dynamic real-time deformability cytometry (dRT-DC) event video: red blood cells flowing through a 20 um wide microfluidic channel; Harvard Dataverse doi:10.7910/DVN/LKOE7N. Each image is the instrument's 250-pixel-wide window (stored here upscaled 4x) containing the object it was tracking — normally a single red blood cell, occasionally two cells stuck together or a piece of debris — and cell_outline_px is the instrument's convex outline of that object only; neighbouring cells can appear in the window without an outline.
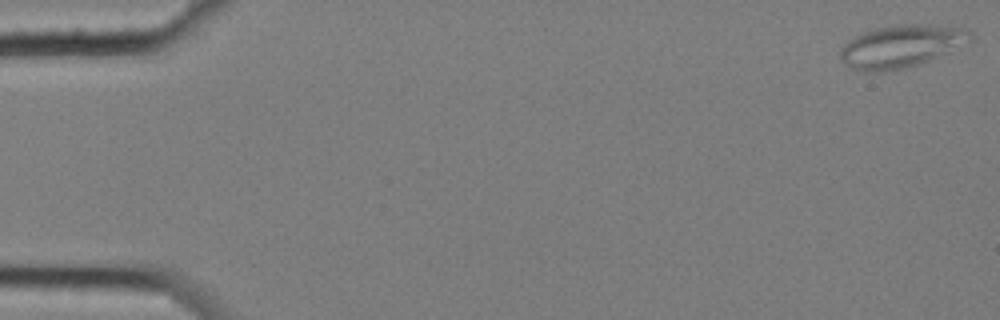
{"species": "common noctule bat (a hibernating species)", "species_latin": "Nyctalus noctula", "temperature_condition": "cold", "stored_images_in_passage": 4, "camera_frame_rate_fps": 3000, "um_per_image_px": 0.085, "animal": {"sex": "female", "body_mass_g": 25.1}, "frame": {"image": 1, "passage_image": 1, "time_ms": 0.0, "image_size_px": [1000, 320], "cell_outline_px": [[972, 40], [920, 64], [904, 68], [884, 72], [864, 72], [848, 68], [844, 64], [840, 56], [840, 48], [844, 44], [856, 36], [872, 28], [896, 24], [928, 24], [968, 28], [972, 32]], "centroid_in_image_um": [76.57, 3.92], "position_along_channel_um": 8.4, "area_um2": 32.48}}